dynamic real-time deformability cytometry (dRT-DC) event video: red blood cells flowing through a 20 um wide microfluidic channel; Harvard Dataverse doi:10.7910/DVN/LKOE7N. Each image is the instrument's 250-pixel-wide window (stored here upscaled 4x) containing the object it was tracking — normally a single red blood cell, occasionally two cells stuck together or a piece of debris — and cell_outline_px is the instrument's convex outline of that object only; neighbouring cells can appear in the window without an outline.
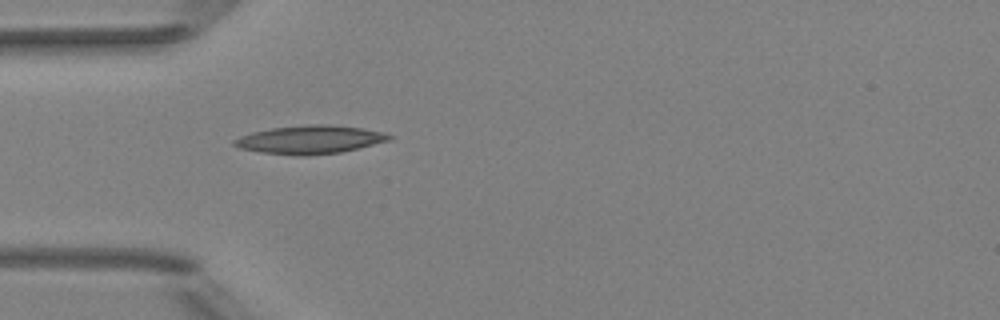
{"species": "Egyptian fruit bat (a non-hibernating species)", "species_latin": "Rousettus aegyptiacus", "temperature_condition": "room temperature", "stored_images_in_passage": 37, "camera_frame_rate_fps": 3000, "um_per_image_px": 0.085, "animal": {"sex": "female"}, "frame": {"image": 1, "passage_image": 1, "time_ms": 0.0, "image_size_px": [1000, 320], "cell_outline_px": [[392, 140], [340, 152], [304, 156], [300, 156], [260, 152], [240, 148], [232, 144], [232, 140], [240, 136], [252, 132], [272, 128], [308, 124], [332, 124], [360, 128], [384, 132], [392, 136]], "centroid_in_image_um": [26.34, 11.86], "position_along_channel_um": 58.7, "area_um2": 25.61}}
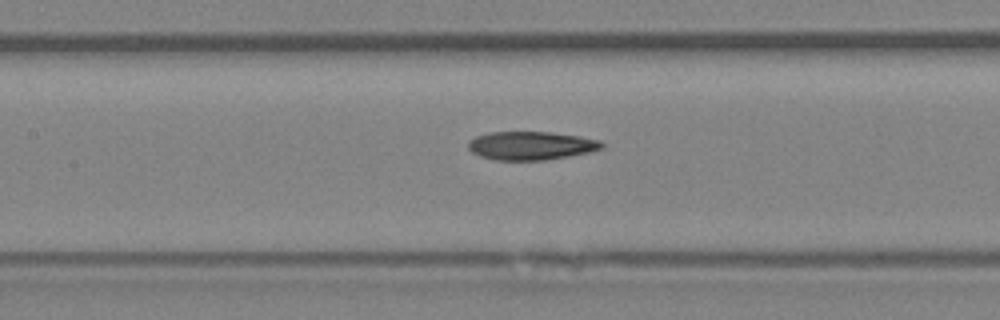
{"frame": {"image": 2, "passage_image": 9, "time_ms": 2.667, "image_size_px": [1000, 320], "cell_outline_px": [[604, 148], [588, 152], [568, 156], [544, 160], [496, 160], [480, 156], [472, 152], [468, 148], [468, 140], [476, 136], [488, 132], [552, 132], [580, 136], [600, 140], [604, 144]], "centroid_in_image_um": [45.13, 12.37], "position_along_channel_um": 162.3, "area_um2": 22.2}}
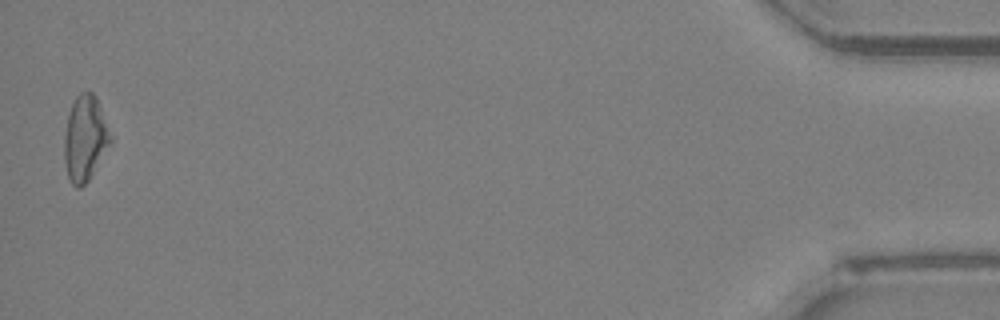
{"frame": {"image": 3, "passage_image": 36, "time_ms": 11.667, "image_size_px": [1000, 320], "cell_outline_px": [[112, 140], [88, 180], [80, 188], [76, 188], [72, 184], [68, 176], [64, 160], [64, 136], [68, 116], [72, 104], [76, 96], [80, 92], [92, 92], [96, 96]], "centroid_in_image_um": [7.2, 11.76], "position_along_channel_um": 428.0, "area_um2": 22.48}}